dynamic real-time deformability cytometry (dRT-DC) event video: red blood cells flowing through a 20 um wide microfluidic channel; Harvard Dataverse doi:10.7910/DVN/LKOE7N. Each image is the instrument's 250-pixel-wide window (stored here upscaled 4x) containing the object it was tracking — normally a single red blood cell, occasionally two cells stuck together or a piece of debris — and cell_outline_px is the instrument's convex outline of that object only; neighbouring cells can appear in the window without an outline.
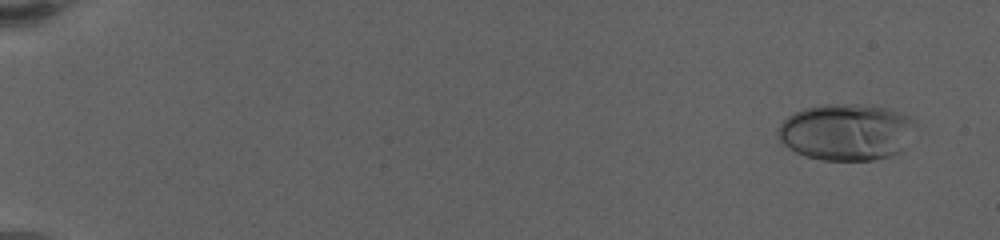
{"species": "human", "species_latin": "Homo sapiens", "temperature_condition": "warm", "stored_images_in_passage": 37, "camera_frame_rate_fps": 3000, "um_per_image_px": 0.085, "donor": {"sex": "female"}, "frame": {"image": 1, "passage_image": 1, "time_ms": 0.0, "image_size_px": [1000, 240], "cell_outline_px": [[912, 124], [900, 152], [888, 156], [872, 160], [824, 160], [808, 156], [796, 152], [788, 148], [776, 136], [776, 132], [780, 124], [788, 116], [804, 108], [828, 104], [864, 104], [884, 108], [908, 116], [912, 120]], "centroid_in_image_um": [71.83, 11.22], "position_along_channel_um": 13.2, "area_um2": 44.51}}
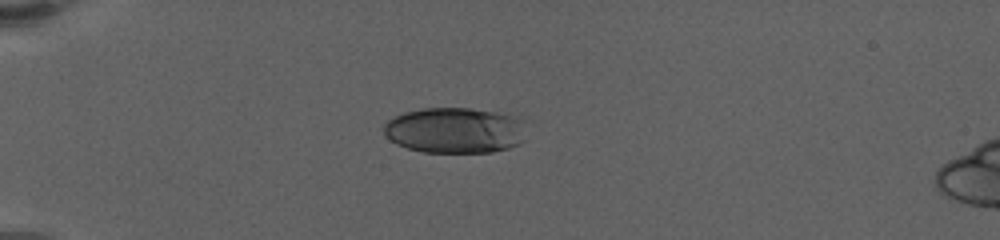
{"frame": {"image": 2, "passage_image": 25, "time_ms": 5.0, "image_size_px": [1000, 240], "cell_outline_px": [[524, 140], [520, 144], [508, 148], [492, 152], [424, 152], [408, 148], [396, 144], [384, 132], [384, 124], [388, 120], [404, 112], [424, 108], [468, 108], [496, 112], [520, 120]], "centroid_in_image_um": [38.62, 11.09], "position_along_channel_um": 46.4, "area_um2": 37.45}}
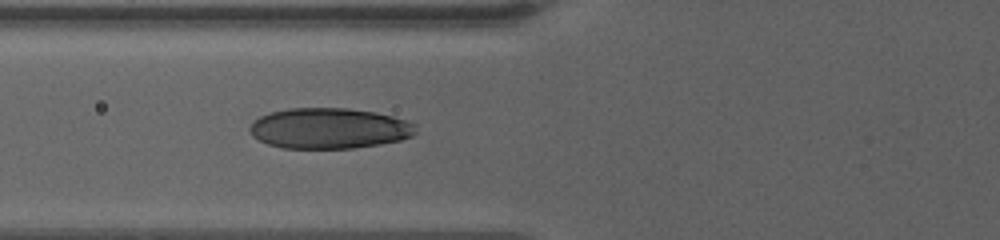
{"frame": {"image": 3, "passage_image": 37, "time_ms": 7.667, "image_size_px": [1000, 240], "cell_outline_px": [[416, 132], [412, 136], [400, 140], [380, 144], [352, 148], [280, 148], [268, 144], [252, 136], [248, 128], [260, 116], [268, 112], [288, 108], [348, 108], [376, 112], [408, 120], [416, 124]], "centroid_in_image_um": [27.99, 10.9], "position_along_channel_um": 97.8, "area_um2": 39.54}}